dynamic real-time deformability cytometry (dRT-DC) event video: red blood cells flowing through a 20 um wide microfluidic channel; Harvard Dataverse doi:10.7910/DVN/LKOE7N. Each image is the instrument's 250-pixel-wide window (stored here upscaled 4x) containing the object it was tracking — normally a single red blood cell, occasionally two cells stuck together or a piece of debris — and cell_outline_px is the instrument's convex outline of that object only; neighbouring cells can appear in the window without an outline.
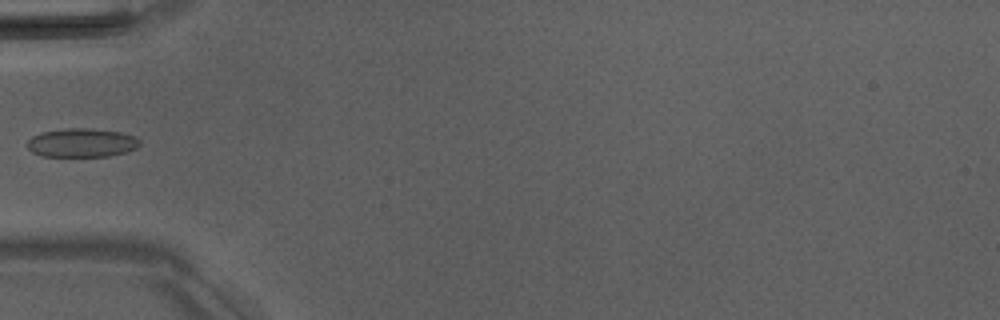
{"species": "Egyptian fruit bat (a non-hibernating species)", "species_latin": "Rousettus aegyptiacus", "temperature_condition": "room temperature", "stored_images_in_passage": 2, "camera_frame_rate_fps": 3000, "um_per_image_px": 0.085, "animal": {"sex": "male"}, "frame": {"image": 1, "passage_image": 2, "time_ms": 2.0, "image_size_px": [1000, 320], "cell_outline_px": [[140, 144], [136, 148], [128, 152], [108, 156], [40, 156], [32, 152], [28, 148], [28, 140], [32, 136], [40, 132], [68, 128], [88, 128], [120, 132], [132, 136], [140, 140]], "centroid_in_image_um": [6.93, 12.14], "position_along_channel_um": 78.1, "area_um2": 18.84}}